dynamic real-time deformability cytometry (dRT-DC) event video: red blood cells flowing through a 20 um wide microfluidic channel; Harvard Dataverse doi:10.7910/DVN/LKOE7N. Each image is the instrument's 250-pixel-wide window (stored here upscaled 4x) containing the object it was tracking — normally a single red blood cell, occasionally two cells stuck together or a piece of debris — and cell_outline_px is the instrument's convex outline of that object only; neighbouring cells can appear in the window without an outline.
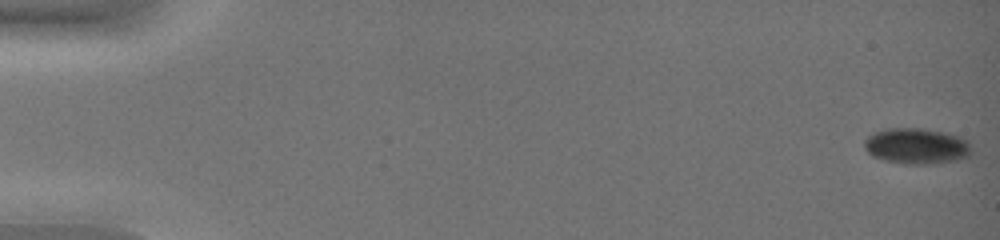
{"species": "common noctule bat (a hibernating species)", "species_latin": "Nyctalus noctula", "temperature_condition": "warm", "stored_images_in_passage": 48, "camera_frame_rate_fps": 3000, "um_per_image_px": 0.085, "animal": {"sex": "female", "body_mass_g": 19.0, "forearm_length_mm": 51.5}, "frame": {"image": 1, "passage_image": 1, "time_ms": 0.0, "image_size_px": [1000, 240], "cell_outline_px": [[972, 152], [968, 156], [956, 160], [928, 164], [904, 164], [884, 160], [872, 156], [864, 148], [864, 140], [868, 136], [876, 132], [888, 128], [924, 128], [944, 132], [960, 136], [968, 140]], "centroid_in_image_um": [77.91, 12.41], "position_along_channel_um": 7.1, "area_um2": 22.48}}
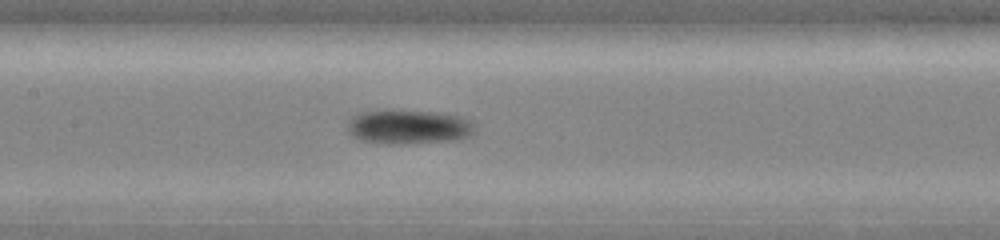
{"frame": {"image": 2, "passage_image": 26, "time_ms": 8.333, "image_size_px": [1000, 240], "cell_outline_px": [[476, 132], [468, 136], [456, 140], [404, 144], [384, 144], [360, 140], [352, 136], [348, 132], [348, 120], [352, 116], [360, 112], [384, 108], [392, 108], [432, 112], [460, 116], [472, 120], [476, 124]], "centroid_in_image_um": [34.71, 10.76], "position_along_channel_um": 172.7, "area_um2": 26.41}}
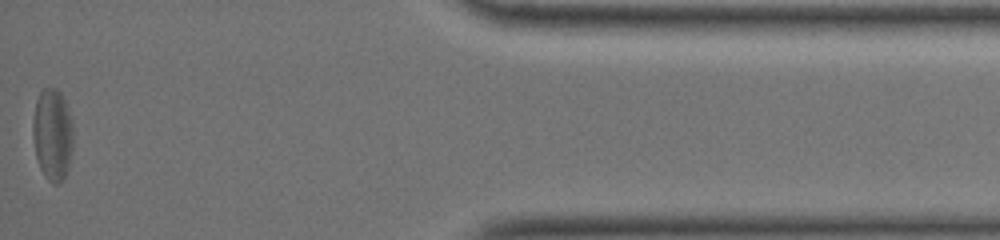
{"frame": {"image": 3, "passage_image": 48, "time_ms": 15.667, "image_size_px": [1000, 240], "cell_outline_px": [[72, 152], [68, 168], [60, 184], [52, 184], [44, 176], [40, 168], [36, 156], [32, 136], [32, 124], [36, 100], [40, 92], [44, 88], [56, 88], [60, 92], [64, 100], [72, 120]], "centroid_in_image_um": [4.45, 11.45], "position_along_channel_um": 430.7, "area_um2": 21.73}, "authors_computed_cell_mechanics": {"area_um2": 22.5998, "velocity_mm_per_s": 4.1434, "shape_relaxation_time_tau1_ms": 2.2614, "shape_relaxation_time_tau2_ms": null, "deformation_change_tau1": 0.0543, "deformation_change_tau2": null}}